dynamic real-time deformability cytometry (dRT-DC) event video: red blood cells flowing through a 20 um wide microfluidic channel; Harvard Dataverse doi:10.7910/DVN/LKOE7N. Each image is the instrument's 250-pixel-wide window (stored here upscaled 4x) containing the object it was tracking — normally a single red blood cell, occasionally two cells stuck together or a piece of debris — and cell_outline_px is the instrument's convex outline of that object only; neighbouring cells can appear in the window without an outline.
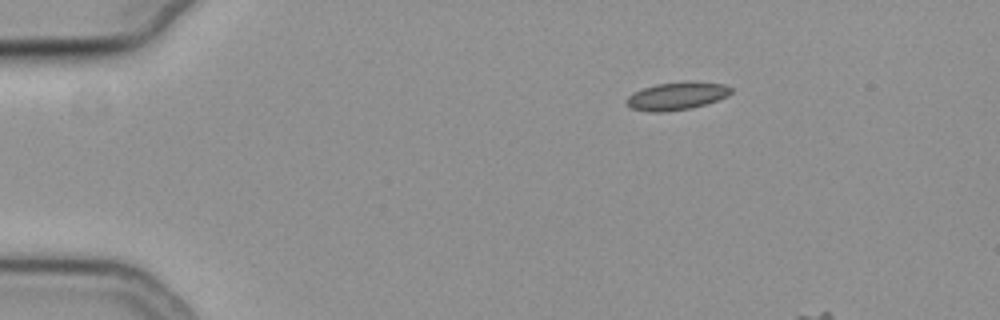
{"species": "common noctule bat (a hibernating species)", "species_latin": "Nyctalus noctula", "temperature_condition": "cold", "stored_images_in_passage": 7, "camera_frame_rate_fps": 3000, "um_per_image_px": 0.085, "animal": {"sex": "female", "body_mass_g": 19.3, "forearm_length_mm": 54.1}, "frame": {"image": 1, "passage_image": 1, "time_ms": 0.0, "image_size_px": [1000, 320], "cell_outline_px": [[732, 92], [728, 96], [692, 108], [660, 112], [656, 112], [632, 108], [624, 100], [632, 92], [656, 84], [724, 84], [732, 88]], "centroid_in_image_um": [57.47, 8.2], "position_along_channel_um": 27.5, "area_um2": 15.95}}